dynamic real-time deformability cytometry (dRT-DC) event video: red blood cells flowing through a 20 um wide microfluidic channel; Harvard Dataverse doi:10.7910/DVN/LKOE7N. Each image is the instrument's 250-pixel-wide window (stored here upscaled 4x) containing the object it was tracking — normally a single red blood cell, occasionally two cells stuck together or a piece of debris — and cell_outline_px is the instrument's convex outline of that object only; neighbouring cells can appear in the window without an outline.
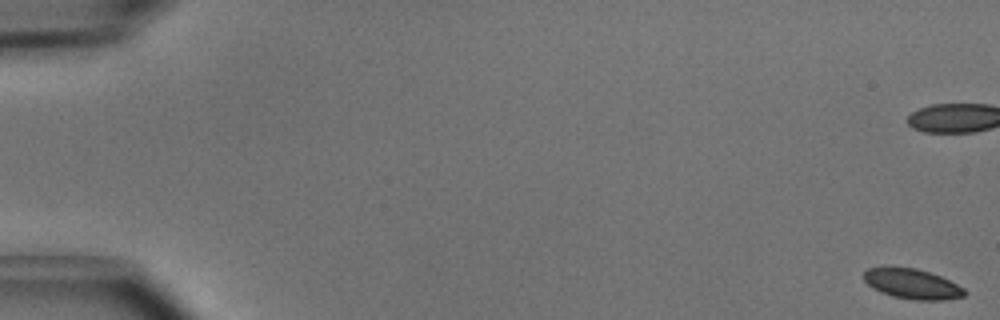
{"species": "common noctule bat (a hibernating species)", "species_latin": "Nyctalus noctula", "temperature_condition": "cold", "stored_images_in_passage": 5, "camera_frame_rate_fps": 3000, "um_per_image_px": 0.085, "animal": {"sex": "male", "body_mass_g": 15.6}, "frame": {"image": 1, "passage_image": 1, "time_ms": 0.0, "image_size_px": [1000, 320], "cell_outline_px": [[968, 292], [964, 296], [944, 300], [916, 300], [892, 296], [880, 292], [872, 288], [864, 280], [864, 272], [868, 268], [888, 264], [916, 268], [940, 276], [964, 288]], "centroid_in_image_um": [77.48, 24.09], "position_along_channel_um": 7.5, "area_um2": 18.09}}